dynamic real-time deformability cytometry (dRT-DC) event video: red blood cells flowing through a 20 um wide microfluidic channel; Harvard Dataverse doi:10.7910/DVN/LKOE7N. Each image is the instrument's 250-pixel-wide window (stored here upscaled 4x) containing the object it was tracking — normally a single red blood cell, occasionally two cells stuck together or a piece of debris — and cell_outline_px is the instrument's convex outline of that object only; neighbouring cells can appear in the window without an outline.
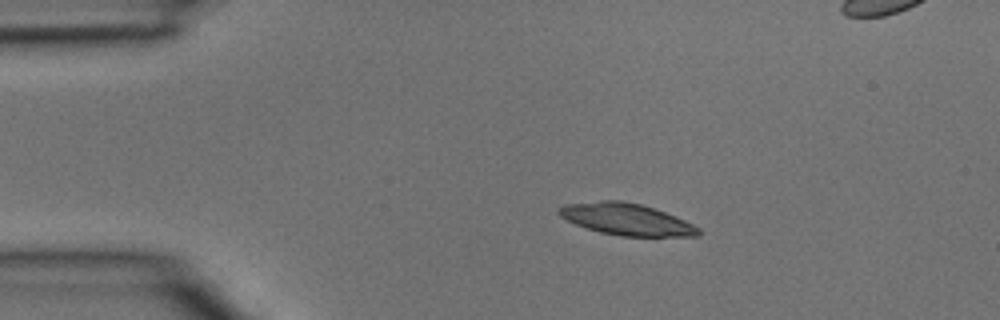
{"species": "common noctule bat (a hibernating species)", "species_latin": "Nyctalus noctula", "temperature_condition": "room temperature", "stored_images_in_passage": 3, "camera_frame_rate_fps": 3000, "um_per_image_px": 0.085, "animal": {"sex": "male", "body_mass_g": 15.6}, "frame": {"image": 1, "passage_image": 1, "time_ms": 0.0, "image_size_px": [1000, 320], "cell_outline_px": [[700, 236], [620, 236], [600, 232], [576, 224], [560, 216], [556, 212], [556, 208], [564, 204], [600, 200], [620, 200], [640, 204], [676, 216], [700, 228]], "centroid_in_image_um": [53.21, 18.63], "position_along_channel_um": 31.8, "area_um2": 25.72}}